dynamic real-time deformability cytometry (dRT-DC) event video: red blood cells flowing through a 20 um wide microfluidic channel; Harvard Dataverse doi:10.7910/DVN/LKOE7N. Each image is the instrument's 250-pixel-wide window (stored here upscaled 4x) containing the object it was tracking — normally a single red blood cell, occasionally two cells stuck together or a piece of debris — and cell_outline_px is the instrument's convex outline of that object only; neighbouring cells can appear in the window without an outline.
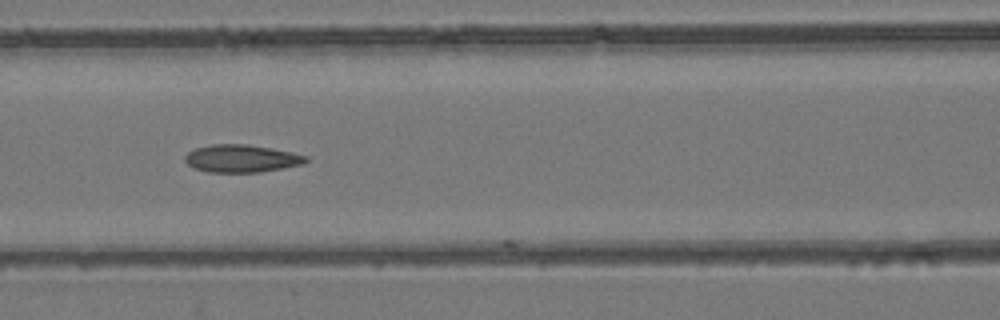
{"species": "common noctule bat (a hibernating species)", "species_latin": "Nyctalus noctula", "temperature_condition": "room temperature", "stored_images_in_passage": 7, "camera_frame_rate_fps": 3000, "um_per_image_px": 0.085, "animal": {"sex": "female", "body_mass_g": 24.6, "forearm_length_mm": 56.2}, "frame": {"image": 1, "passage_image": 6, "time_ms": 1.667, "image_size_px": [1000, 320], "cell_outline_px": [[308, 160], [300, 164], [260, 172], [208, 172], [192, 168], [184, 160], [184, 156], [188, 152], [196, 148], [212, 144], [248, 144], [292, 152], [308, 156]], "centroid_in_image_um": [20.48, 13.47], "position_along_channel_um": 146.1, "area_um2": 19.36}}